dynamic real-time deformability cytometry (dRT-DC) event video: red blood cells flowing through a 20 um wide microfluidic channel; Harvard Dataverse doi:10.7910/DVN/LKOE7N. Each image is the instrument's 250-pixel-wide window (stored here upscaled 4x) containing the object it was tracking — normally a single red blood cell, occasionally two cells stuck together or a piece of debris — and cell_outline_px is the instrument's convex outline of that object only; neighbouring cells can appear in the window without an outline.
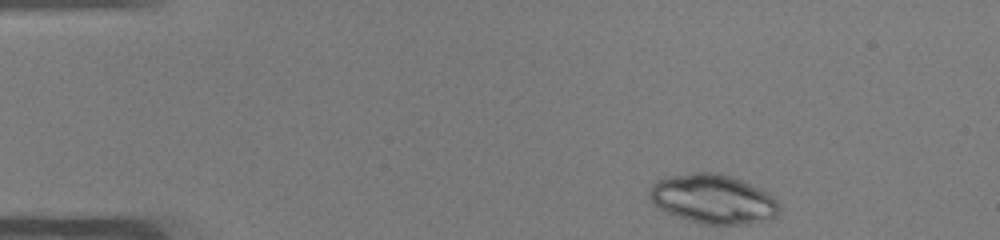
{"species": "common noctule bat (a hibernating species)", "species_latin": "Nyctalus noctula", "temperature_condition": "warm", "stored_images_in_passage": 43, "camera_frame_rate_fps": 3000, "um_per_image_px": 0.085, "animal": {"sex": "male", "body_mass_g": 19.0, "forearm_length_mm": 50.8}, "frame": {"image": 1, "passage_image": 1, "time_ms": 0.0, "image_size_px": [1000, 240], "cell_outline_px": [[780, 212], [776, 216], [748, 224], [704, 224], [668, 212], [652, 204], [648, 196], [648, 192], [652, 184], [656, 180], [668, 176], [696, 172], [720, 172], [732, 176], [768, 192], [780, 204]], "centroid_in_image_um": [60.61, 16.89], "position_along_channel_um": 24.4, "area_um2": 37.17}}
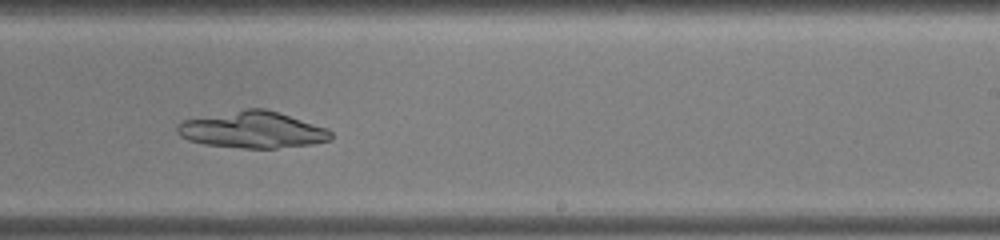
{"frame": {"image": 2, "passage_image": 25, "time_ms": 8.0, "image_size_px": [1000, 240], "cell_outline_px": [[332, 140], [312, 144], [276, 148], [244, 148], [204, 144], [188, 140], [180, 136], [176, 132], [176, 124], [180, 120], [244, 108], [264, 108], [280, 112], [328, 128], [332, 132]], "centroid_in_image_um": [21.44, 11.02], "position_along_channel_um": 267.6, "area_um2": 33.23}}
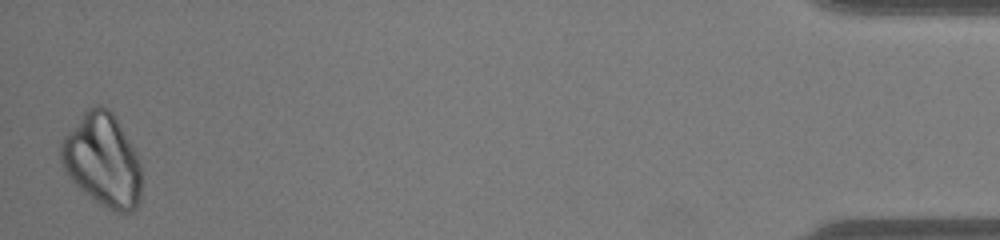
{"frame": {"image": 3, "passage_image": 43, "time_ms": 14.0, "image_size_px": [1000, 240], "cell_outline_px": [[140, 196], [136, 208], [128, 212], [116, 212], [100, 204], [84, 192], [68, 176], [60, 160], [60, 140], [84, 112], [96, 104], [100, 104], [108, 108], [112, 112], [132, 148], [140, 164]], "centroid_in_image_um": [8.67, 13.61], "position_along_channel_um": 426.5, "area_um2": 42.95}}